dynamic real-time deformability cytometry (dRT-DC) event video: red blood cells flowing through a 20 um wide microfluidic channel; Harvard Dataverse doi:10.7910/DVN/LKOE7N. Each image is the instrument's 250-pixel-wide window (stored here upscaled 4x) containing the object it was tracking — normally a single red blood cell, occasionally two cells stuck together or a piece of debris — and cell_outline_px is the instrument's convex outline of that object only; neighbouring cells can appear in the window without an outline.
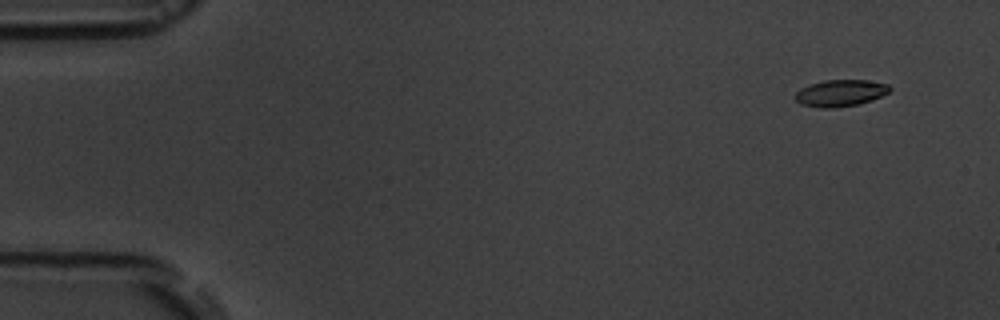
{"species": "common noctule bat (a hibernating species)", "species_latin": "Nyctalus noctula", "temperature_condition": "room temperature", "stored_images_in_passage": 5, "camera_frame_rate_fps": 3000, "um_per_image_px": 0.085, "animal": {"sex": "male", "body_mass_g": 19.5, "forearm_length_mm": 54.6}, "frame": {"image": 1, "passage_image": 1, "time_ms": 0.0, "image_size_px": [1000, 320], "cell_outline_px": [[892, 88], [888, 92], [872, 100], [856, 104], [836, 108], [820, 108], [800, 104], [792, 96], [800, 88], [808, 84], [824, 80], [868, 80], [888, 84]], "centroid_in_image_um": [71.38, 7.9], "position_along_channel_um": 13.6, "area_um2": 14.85}}